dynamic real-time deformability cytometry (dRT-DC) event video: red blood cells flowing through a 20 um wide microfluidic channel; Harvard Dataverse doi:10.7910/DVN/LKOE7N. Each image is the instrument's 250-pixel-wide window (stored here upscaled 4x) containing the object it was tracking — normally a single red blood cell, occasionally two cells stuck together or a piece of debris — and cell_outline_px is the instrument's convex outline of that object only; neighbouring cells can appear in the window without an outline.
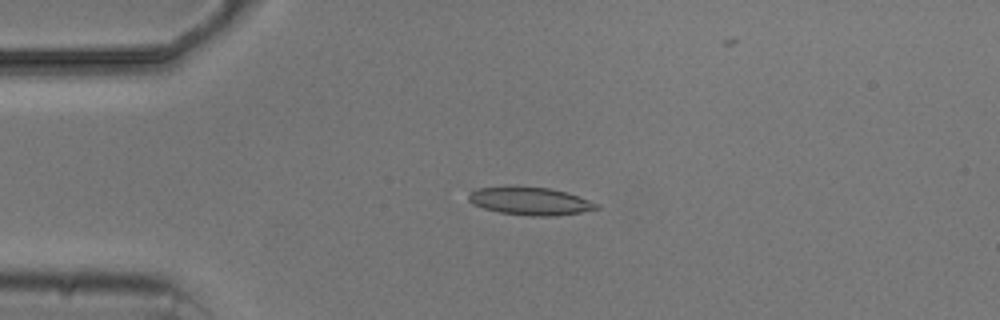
{"species": "common noctule bat (a hibernating species)", "species_latin": "Nyctalus noctula", "temperature_condition": "cold", "stored_images_in_passage": 9, "camera_frame_rate_fps": 3000, "um_per_image_px": 0.085, "animal": {"sex": "male", "body_mass_g": 20.5, "forearm_length_mm": 52.5}, "frame": {"image": 1, "passage_image": 3, "time_ms": 3.333, "image_size_px": [1000, 320], "cell_outline_px": [[600, 208], [580, 212], [556, 216], [532, 216], [500, 212], [484, 208], [472, 204], [468, 200], [468, 192], [476, 188], [504, 184], [548, 188], [568, 192], [600, 204]], "centroid_in_image_um": [45.01, 17.05], "position_along_channel_um": 40.0, "area_um2": 21.39}}
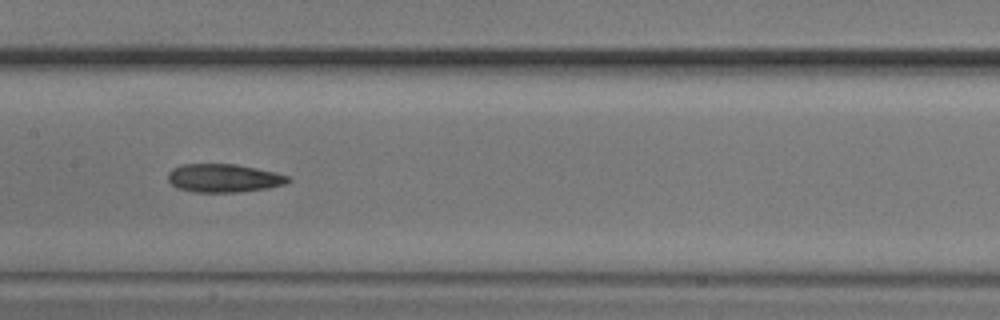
{"frame": {"image": 2, "passage_image": 7, "time_ms": 8.0, "image_size_px": [1000, 320], "cell_outline_px": [[292, 180], [284, 184], [268, 188], [240, 192], [192, 192], [176, 188], [168, 180], [168, 172], [172, 168], [184, 164], [236, 164], [276, 172], [288, 176]], "centroid_in_image_um": [19.01, 15.14], "position_along_channel_um": 188.4, "area_um2": 19.94}}
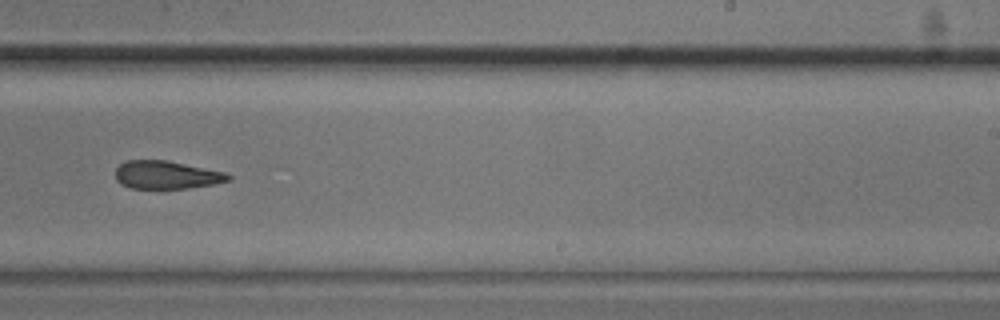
{"frame": {"image": 3, "passage_image": 9, "time_ms": 10.333, "image_size_px": [1000, 320], "cell_outline_px": [[232, 180], [216, 184], [184, 188], [128, 188], [120, 184], [116, 180], [116, 168], [120, 164], [128, 160], [168, 160], [224, 172], [232, 176]], "centroid_in_image_um": [14.15, 14.87], "position_along_channel_um": 274.8, "area_um2": 18.5}}